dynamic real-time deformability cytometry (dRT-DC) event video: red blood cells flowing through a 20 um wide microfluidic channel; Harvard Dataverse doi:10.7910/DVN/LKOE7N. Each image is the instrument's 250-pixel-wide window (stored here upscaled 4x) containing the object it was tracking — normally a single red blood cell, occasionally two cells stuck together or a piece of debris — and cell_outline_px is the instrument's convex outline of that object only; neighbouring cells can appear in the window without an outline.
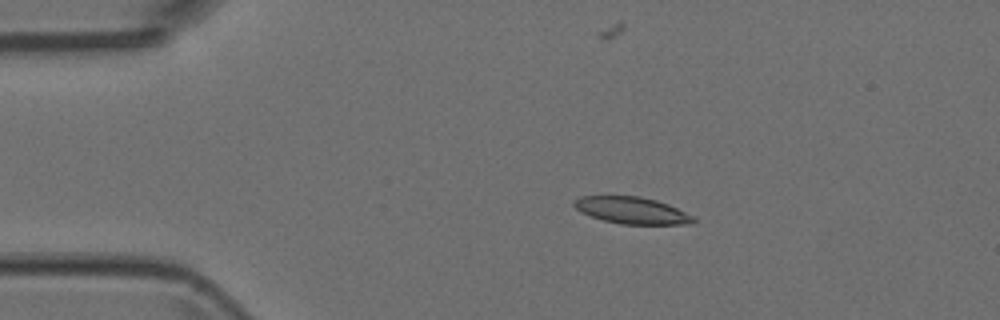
{"species": "Egyptian fruit bat (a non-hibernating species)", "species_latin": "Rousettus aegyptiacus", "temperature_condition": "room temperature", "stored_images_in_passage": 7, "camera_frame_rate_fps": 3000, "um_per_image_px": 0.085, "animal": {"sex": "female"}, "frame": {"image": 1, "passage_image": 3, "time_ms": 0.667, "image_size_px": [1000, 320], "cell_outline_px": [[696, 220], [692, 224], [620, 224], [604, 220], [580, 212], [572, 204], [572, 200], [580, 196], [640, 196], [656, 200], [668, 204], [692, 216]], "centroid_in_image_um": [53.67, 17.87], "position_along_channel_um": 31.3, "area_um2": 18.55}}
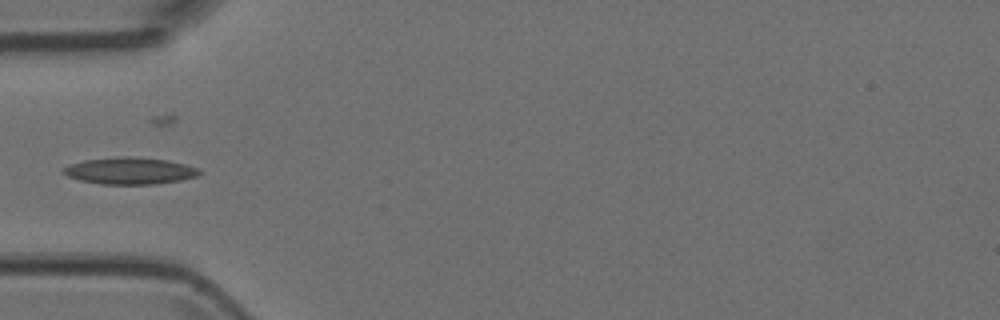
{"frame": {"image": 2, "passage_image": 5, "time_ms": 1.333, "image_size_px": [1000, 320], "cell_outline_px": [[200, 172], [196, 176], [180, 180], [156, 184], [100, 184], [80, 180], [68, 176], [60, 172], [64, 168], [72, 164], [84, 160], [120, 156], [132, 156], [168, 160], [200, 168]], "centroid_in_image_um": [11.03, 14.51], "position_along_channel_um": 74.0, "area_um2": 21.21}}